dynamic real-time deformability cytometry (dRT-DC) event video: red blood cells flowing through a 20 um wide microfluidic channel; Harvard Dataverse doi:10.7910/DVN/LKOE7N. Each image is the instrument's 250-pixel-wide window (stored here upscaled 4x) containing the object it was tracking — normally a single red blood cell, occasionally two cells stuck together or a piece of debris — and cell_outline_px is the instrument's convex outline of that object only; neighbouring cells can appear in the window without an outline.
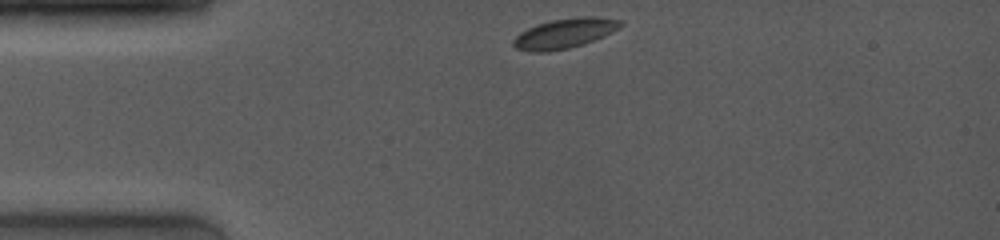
{"species": "common noctule bat (a hibernating species)", "species_latin": "Nyctalus noctula", "temperature_condition": "room temperature", "stored_images_in_passage": 23, "camera_frame_rate_fps": 4000, "um_per_image_px": 0.085, "animal": {"sex": "female", "body_mass_g": 19.0, "forearm_length_mm": 53.3}, "frame": {"image": 1, "passage_image": 1, "time_ms": 0.0, "image_size_px": [1000, 240], "cell_outline_px": [[624, 24], [620, 28], [604, 36], [584, 44], [568, 48], [548, 52], [528, 52], [516, 48], [512, 44], [512, 40], [520, 32], [536, 24], [552, 20], [580, 16], [600, 16], [620, 20]], "centroid_in_image_um": [48.0, 2.83], "position_along_channel_um": 37.0, "area_um2": 18.9}}
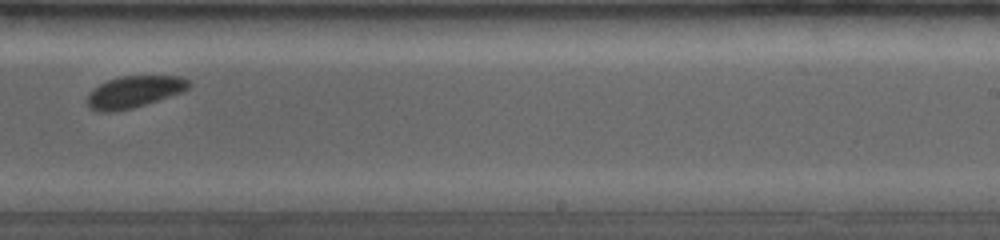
{"frame": {"image": 2, "passage_image": 15, "time_ms": 7.0, "image_size_px": [1000, 240], "cell_outline_px": [[192, 84], [188, 88], [180, 92], [132, 108], [112, 112], [96, 112], [88, 108], [88, 92], [92, 88], [108, 80], [120, 76], [180, 76], [188, 80]], "centroid_in_image_um": [11.34, 7.8], "position_along_channel_um": 277.7, "area_um2": 18.67}}
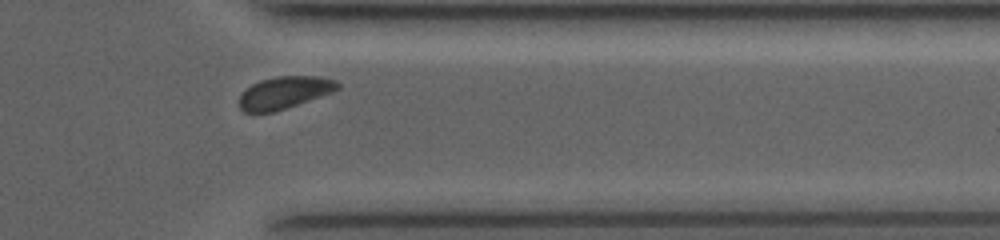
{"frame": {"image": 3, "passage_image": 21, "time_ms": 9.75, "image_size_px": [1000, 240], "cell_outline_px": [[340, 88], [332, 92], [272, 112], [244, 112], [240, 108], [240, 92], [252, 84], [260, 80], [276, 76], [320, 76], [336, 80], [340, 84]], "centroid_in_image_um": [24.16, 7.85], "position_along_channel_um": 387.2, "area_um2": 18.32}}